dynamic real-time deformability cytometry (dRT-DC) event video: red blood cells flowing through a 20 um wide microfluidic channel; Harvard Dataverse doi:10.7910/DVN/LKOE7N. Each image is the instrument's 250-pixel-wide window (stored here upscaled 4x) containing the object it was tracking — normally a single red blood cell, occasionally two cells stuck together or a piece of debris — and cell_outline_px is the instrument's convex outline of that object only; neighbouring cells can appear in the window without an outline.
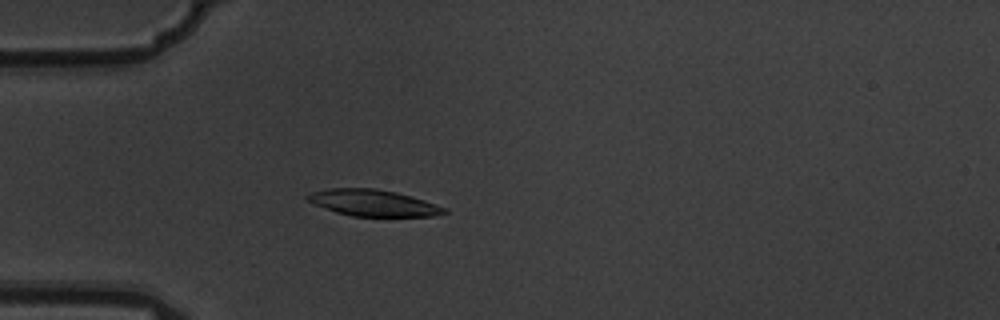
{"species": "common noctule bat (a hibernating species)", "species_latin": "Nyctalus noctula", "temperature_condition": "warm", "stored_images_in_passage": 4, "camera_frame_rate_fps": 3000, "um_per_image_px": 0.085, "animal": {"sex": "male", "body_mass_g": 19.5, "forearm_length_mm": 54.6}, "frame": {"image": 1, "passage_image": 4, "time_ms": 1.0, "image_size_px": [1000, 320], "cell_outline_px": [[448, 212], [432, 216], [352, 216], [336, 212], [316, 204], [308, 200], [304, 196], [312, 192], [328, 188], [376, 188], [396, 192], [424, 200], [448, 208]], "centroid_in_image_um": [31.74, 17.24], "position_along_channel_um": 53.3, "area_um2": 20.92}}